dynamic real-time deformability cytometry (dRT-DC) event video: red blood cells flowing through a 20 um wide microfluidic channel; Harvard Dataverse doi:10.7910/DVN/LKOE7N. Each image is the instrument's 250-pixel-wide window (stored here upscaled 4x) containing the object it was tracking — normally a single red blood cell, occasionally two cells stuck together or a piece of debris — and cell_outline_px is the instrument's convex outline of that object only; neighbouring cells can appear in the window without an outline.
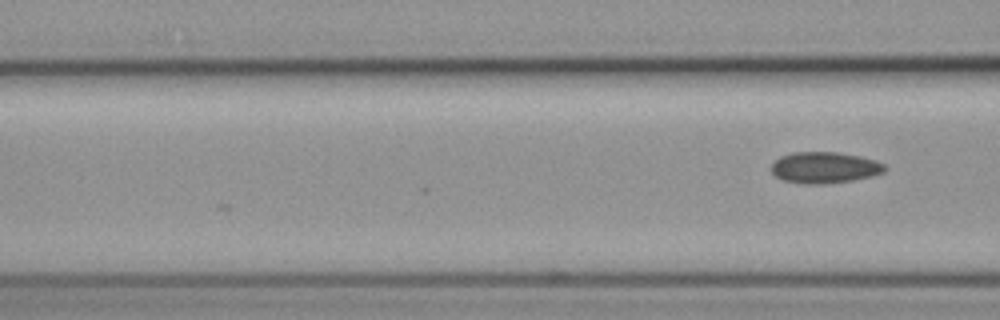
{"species": "common noctule bat (a hibernating species)", "species_latin": "Nyctalus noctula", "temperature_condition": "cold", "stored_images_in_passage": 3, "camera_frame_rate_fps": 3000, "um_per_image_px": 0.085, "animal": {"sex": "female", "body_mass_g": 19.3, "forearm_length_mm": 54.1}, "frame": {"image": 1, "passage_image": 3, "time_ms": 2.667, "image_size_px": [1000, 320], "cell_outline_px": [[884, 172], [872, 176], [852, 180], [824, 184], [804, 184], [784, 180], [776, 176], [772, 172], [772, 164], [780, 156], [792, 152], [836, 152], [860, 156], [876, 160], [884, 164]], "centroid_in_image_um": [70.08, 14.24], "position_along_channel_um": 96.5, "area_um2": 20.58}}